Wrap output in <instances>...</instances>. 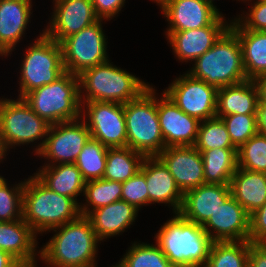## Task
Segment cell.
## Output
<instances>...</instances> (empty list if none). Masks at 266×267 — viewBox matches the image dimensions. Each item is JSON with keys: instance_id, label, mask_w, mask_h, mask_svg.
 <instances>
[{"instance_id": "cell-1", "label": "cell", "mask_w": 266, "mask_h": 267, "mask_svg": "<svg viewBox=\"0 0 266 267\" xmlns=\"http://www.w3.org/2000/svg\"><path fill=\"white\" fill-rule=\"evenodd\" d=\"M55 234L39 250L47 267H96L98 240L87 216L51 229Z\"/></svg>"}, {"instance_id": "cell-2", "label": "cell", "mask_w": 266, "mask_h": 267, "mask_svg": "<svg viewBox=\"0 0 266 267\" xmlns=\"http://www.w3.org/2000/svg\"><path fill=\"white\" fill-rule=\"evenodd\" d=\"M81 215L80 205L50 190L34 174L25 179L22 218L38 236Z\"/></svg>"}, {"instance_id": "cell-3", "label": "cell", "mask_w": 266, "mask_h": 267, "mask_svg": "<svg viewBox=\"0 0 266 267\" xmlns=\"http://www.w3.org/2000/svg\"><path fill=\"white\" fill-rule=\"evenodd\" d=\"M154 239L174 267H204L214 242L202 226L179 213L161 225Z\"/></svg>"}, {"instance_id": "cell-4", "label": "cell", "mask_w": 266, "mask_h": 267, "mask_svg": "<svg viewBox=\"0 0 266 267\" xmlns=\"http://www.w3.org/2000/svg\"><path fill=\"white\" fill-rule=\"evenodd\" d=\"M110 60L84 70L79 77L81 102H116L137 99L151 85Z\"/></svg>"}, {"instance_id": "cell-5", "label": "cell", "mask_w": 266, "mask_h": 267, "mask_svg": "<svg viewBox=\"0 0 266 267\" xmlns=\"http://www.w3.org/2000/svg\"><path fill=\"white\" fill-rule=\"evenodd\" d=\"M194 63L187 73L217 89L248 80L238 35L230 27Z\"/></svg>"}, {"instance_id": "cell-6", "label": "cell", "mask_w": 266, "mask_h": 267, "mask_svg": "<svg viewBox=\"0 0 266 267\" xmlns=\"http://www.w3.org/2000/svg\"><path fill=\"white\" fill-rule=\"evenodd\" d=\"M29 107L50 125L81 118L79 77L64 72L54 82L23 97Z\"/></svg>"}, {"instance_id": "cell-7", "label": "cell", "mask_w": 266, "mask_h": 267, "mask_svg": "<svg viewBox=\"0 0 266 267\" xmlns=\"http://www.w3.org/2000/svg\"><path fill=\"white\" fill-rule=\"evenodd\" d=\"M155 91L150 86L137 99L124 104L127 147L145 157L158 156L164 150Z\"/></svg>"}, {"instance_id": "cell-8", "label": "cell", "mask_w": 266, "mask_h": 267, "mask_svg": "<svg viewBox=\"0 0 266 267\" xmlns=\"http://www.w3.org/2000/svg\"><path fill=\"white\" fill-rule=\"evenodd\" d=\"M50 124L40 118L23 98L0 99V136L7 151L15 146L35 144L36 155L44 145ZM44 138V140H43Z\"/></svg>"}, {"instance_id": "cell-9", "label": "cell", "mask_w": 266, "mask_h": 267, "mask_svg": "<svg viewBox=\"0 0 266 267\" xmlns=\"http://www.w3.org/2000/svg\"><path fill=\"white\" fill-rule=\"evenodd\" d=\"M25 50L19 72V98L28 92L54 82L64 72L60 43L50 39L43 32Z\"/></svg>"}, {"instance_id": "cell-10", "label": "cell", "mask_w": 266, "mask_h": 267, "mask_svg": "<svg viewBox=\"0 0 266 267\" xmlns=\"http://www.w3.org/2000/svg\"><path fill=\"white\" fill-rule=\"evenodd\" d=\"M103 19L65 38L61 43L63 66L66 72L80 75L84 70L109 60Z\"/></svg>"}, {"instance_id": "cell-11", "label": "cell", "mask_w": 266, "mask_h": 267, "mask_svg": "<svg viewBox=\"0 0 266 267\" xmlns=\"http://www.w3.org/2000/svg\"><path fill=\"white\" fill-rule=\"evenodd\" d=\"M81 119L91 133L108 148L127 147L124 104L116 102H81Z\"/></svg>"}, {"instance_id": "cell-12", "label": "cell", "mask_w": 266, "mask_h": 267, "mask_svg": "<svg viewBox=\"0 0 266 267\" xmlns=\"http://www.w3.org/2000/svg\"><path fill=\"white\" fill-rule=\"evenodd\" d=\"M217 91L216 87L186 72L163 92L184 113L204 121L216 117Z\"/></svg>"}, {"instance_id": "cell-13", "label": "cell", "mask_w": 266, "mask_h": 267, "mask_svg": "<svg viewBox=\"0 0 266 267\" xmlns=\"http://www.w3.org/2000/svg\"><path fill=\"white\" fill-rule=\"evenodd\" d=\"M90 138L91 133L81 118L53 124L43 147L36 155L48 160L49 163L43 166L75 163Z\"/></svg>"}, {"instance_id": "cell-14", "label": "cell", "mask_w": 266, "mask_h": 267, "mask_svg": "<svg viewBox=\"0 0 266 267\" xmlns=\"http://www.w3.org/2000/svg\"><path fill=\"white\" fill-rule=\"evenodd\" d=\"M53 2L52 19L43 33L58 43L99 20L92 0H53Z\"/></svg>"}, {"instance_id": "cell-15", "label": "cell", "mask_w": 266, "mask_h": 267, "mask_svg": "<svg viewBox=\"0 0 266 267\" xmlns=\"http://www.w3.org/2000/svg\"><path fill=\"white\" fill-rule=\"evenodd\" d=\"M221 14L211 25L185 31H166V38L175 58L181 62L195 61L208 51L230 27Z\"/></svg>"}, {"instance_id": "cell-16", "label": "cell", "mask_w": 266, "mask_h": 267, "mask_svg": "<svg viewBox=\"0 0 266 267\" xmlns=\"http://www.w3.org/2000/svg\"><path fill=\"white\" fill-rule=\"evenodd\" d=\"M202 228L213 241H248L250 214L230 196Z\"/></svg>"}, {"instance_id": "cell-17", "label": "cell", "mask_w": 266, "mask_h": 267, "mask_svg": "<svg viewBox=\"0 0 266 267\" xmlns=\"http://www.w3.org/2000/svg\"><path fill=\"white\" fill-rule=\"evenodd\" d=\"M157 113L164 139V149L171 146H194L200 121L179 109L163 92L157 97Z\"/></svg>"}, {"instance_id": "cell-18", "label": "cell", "mask_w": 266, "mask_h": 267, "mask_svg": "<svg viewBox=\"0 0 266 267\" xmlns=\"http://www.w3.org/2000/svg\"><path fill=\"white\" fill-rule=\"evenodd\" d=\"M157 157L168 168L183 194L205 184L202 155L194 146L166 147Z\"/></svg>"}, {"instance_id": "cell-19", "label": "cell", "mask_w": 266, "mask_h": 267, "mask_svg": "<svg viewBox=\"0 0 266 267\" xmlns=\"http://www.w3.org/2000/svg\"><path fill=\"white\" fill-rule=\"evenodd\" d=\"M161 13L168 21L166 31H185L211 25L221 14L205 0H163Z\"/></svg>"}, {"instance_id": "cell-20", "label": "cell", "mask_w": 266, "mask_h": 267, "mask_svg": "<svg viewBox=\"0 0 266 267\" xmlns=\"http://www.w3.org/2000/svg\"><path fill=\"white\" fill-rule=\"evenodd\" d=\"M140 171L144 174L148 205L164 203L172 208L173 213H179L183 203V193L175 183L174 177L164 163L157 157H145Z\"/></svg>"}, {"instance_id": "cell-21", "label": "cell", "mask_w": 266, "mask_h": 267, "mask_svg": "<svg viewBox=\"0 0 266 267\" xmlns=\"http://www.w3.org/2000/svg\"><path fill=\"white\" fill-rule=\"evenodd\" d=\"M230 196L229 184H202L183 194L179 214L184 219L203 226L219 205Z\"/></svg>"}, {"instance_id": "cell-22", "label": "cell", "mask_w": 266, "mask_h": 267, "mask_svg": "<svg viewBox=\"0 0 266 267\" xmlns=\"http://www.w3.org/2000/svg\"><path fill=\"white\" fill-rule=\"evenodd\" d=\"M32 5V0H0V56L12 54L22 40L33 13Z\"/></svg>"}, {"instance_id": "cell-23", "label": "cell", "mask_w": 266, "mask_h": 267, "mask_svg": "<svg viewBox=\"0 0 266 267\" xmlns=\"http://www.w3.org/2000/svg\"><path fill=\"white\" fill-rule=\"evenodd\" d=\"M138 209L126 201L119 200L93 210L87 217L92 223L99 241L120 235L135 222Z\"/></svg>"}, {"instance_id": "cell-24", "label": "cell", "mask_w": 266, "mask_h": 267, "mask_svg": "<svg viewBox=\"0 0 266 267\" xmlns=\"http://www.w3.org/2000/svg\"><path fill=\"white\" fill-rule=\"evenodd\" d=\"M37 242V235L23 218L14 222H0V247L20 263L37 261Z\"/></svg>"}, {"instance_id": "cell-25", "label": "cell", "mask_w": 266, "mask_h": 267, "mask_svg": "<svg viewBox=\"0 0 266 267\" xmlns=\"http://www.w3.org/2000/svg\"><path fill=\"white\" fill-rule=\"evenodd\" d=\"M34 175L50 190L57 194L73 198L84 193L86 181L75 163L40 166Z\"/></svg>"}, {"instance_id": "cell-26", "label": "cell", "mask_w": 266, "mask_h": 267, "mask_svg": "<svg viewBox=\"0 0 266 267\" xmlns=\"http://www.w3.org/2000/svg\"><path fill=\"white\" fill-rule=\"evenodd\" d=\"M258 91L253 80L222 87L217 91L216 116L256 114Z\"/></svg>"}, {"instance_id": "cell-27", "label": "cell", "mask_w": 266, "mask_h": 267, "mask_svg": "<svg viewBox=\"0 0 266 267\" xmlns=\"http://www.w3.org/2000/svg\"><path fill=\"white\" fill-rule=\"evenodd\" d=\"M231 196L252 214L266 202V173L237 168L230 181Z\"/></svg>"}, {"instance_id": "cell-28", "label": "cell", "mask_w": 266, "mask_h": 267, "mask_svg": "<svg viewBox=\"0 0 266 267\" xmlns=\"http://www.w3.org/2000/svg\"><path fill=\"white\" fill-rule=\"evenodd\" d=\"M240 41L246 77L253 80L266 73V32L232 29Z\"/></svg>"}, {"instance_id": "cell-29", "label": "cell", "mask_w": 266, "mask_h": 267, "mask_svg": "<svg viewBox=\"0 0 266 267\" xmlns=\"http://www.w3.org/2000/svg\"><path fill=\"white\" fill-rule=\"evenodd\" d=\"M237 150L215 148L201 152L205 184H230L238 168Z\"/></svg>"}, {"instance_id": "cell-30", "label": "cell", "mask_w": 266, "mask_h": 267, "mask_svg": "<svg viewBox=\"0 0 266 267\" xmlns=\"http://www.w3.org/2000/svg\"><path fill=\"white\" fill-rule=\"evenodd\" d=\"M144 159L129 147L108 148L103 179L125 182L140 170Z\"/></svg>"}, {"instance_id": "cell-31", "label": "cell", "mask_w": 266, "mask_h": 267, "mask_svg": "<svg viewBox=\"0 0 266 267\" xmlns=\"http://www.w3.org/2000/svg\"><path fill=\"white\" fill-rule=\"evenodd\" d=\"M83 196L86 202L80 204V213L88 216L95 209L121 200L122 182L103 178L88 181L85 184Z\"/></svg>"}, {"instance_id": "cell-32", "label": "cell", "mask_w": 266, "mask_h": 267, "mask_svg": "<svg viewBox=\"0 0 266 267\" xmlns=\"http://www.w3.org/2000/svg\"><path fill=\"white\" fill-rule=\"evenodd\" d=\"M250 241H214L204 267H248Z\"/></svg>"}, {"instance_id": "cell-33", "label": "cell", "mask_w": 266, "mask_h": 267, "mask_svg": "<svg viewBox=\"0 0 266 267\" xmlns=\"http://www.w3.org/2000/svg\"><path fill=\"white\" fill-rule=\"evenodd\" d=\"M112 267V266H111ZM113 267H174L160 246L134 242Z\"/></svg>"}, {"instance_id": "cell-34", "label": "cell", "mask_w": 266, "mask_h": 267, "mask_svg": "<svg viewBox=\"0 0 266 267\" xmlns=\"http://www.w3.org/2000/svg\"><path fill=\"white\" fill-rule=\"evenodd\" d=\"M108 147L90 138L75 162L86 182L103 178Z\"/></svg>"}, {"instance_id": "cell-35", "label": "cell", "mask_w": 266, "mask_h": 267, "mask_svg": "<svg viewBox=\"0 0 266 267\" xmlns=\"http://www.w3.org/2000/svg\"><path fill=\"white\" fill-rule=\"evenodd\" d=\"M194 147L200 152L215 148L237 149L232 144L225 123L218 117L200 121Z\"/></svg>"}, {"instance_id": "cell-36", "label": "cell", "mask_w": 266, "mask_h": 267, "mask_svg": "<svg viewBox=\"0 0 266 267\" xmlns=\"http://www.w3.org/2000/svg\"><path fill=\"white\" fill-rule=\"evenodd\" d=\"M238 167L266 173V135L257 132L238 150Z\"/></svg>"}, {"instance_id": "cell-37", "label": "cell", "mask_w": 266, "mask_h": 267, "mask_svg": "<svg viewBox=\"0 0 266 267\" xmlns=\"http://www.w3.org/2000/svg\"><path fill=\"white\" fill-rule=\"evenodd\" d=\"M24 185L25 180L12 187L0 176V222L22 219Z\"/></svg>"}, {"instance_id": "cell-38", "label": "cell", "mask_w": 266, "mask_h": 267, "mask_svg": "<svg viewBox=\"0 0 266 267\" xmlns=\"http://www.w3.org/2000/svg\"><path fill=\"white\" fill-rule=\"evenodd\" d=\"M216 117L221 118L225 123L232 144L237 149L258 132L256 114H232Z\"/></svg>"}, {"instance_id": "cell-39", "label": "cell", "mask_w": 266, "mask_h": 267, "mask_svg": "<svg viewBox=\"0 0 266 267\" xmlns=\"http://www.w3.org/2000/svg\"><path fill=\"white\" fill-rule=\"evenodd\" d=\"M244 15V16H243ZM247 15V16H246ZM246 15H238L239 17L231 20V29H248L253 31H265L266 30V1L256 0L251 3L250 9Z\"/></svg>"}, {"instance_id": "cell-40", "label": "cell", "mask_w": 266, "mask_h": 267, "mask_svg": "<svg viewBox=\"0 0 266 267\" xmlns=\"http://www.w3.org/2000/svg\"><path fill=\"white\" fill-rule=\"evenodd\" d=\"M121 200L141 210L148 205V191L144 174L139 170L133 177L122 182Z\"/></svg>"}, {"instance_id": "cell-41", "label": "cell", "mask_w": 266, "mask_h": 267, "mask_svg": "<svg viewBox=\"0 0 266 267\" xmlns=\"http://www.w3.org/2000/svg\"><path fill=\"white\" fill-rule=\"evenodd\" d=\"M249 241L266 243V202L250 214Z\"/></svg>"}, {"instance_id": "cell-42", "label": "cell", "mask_w": 266, "mask_h": 267, "mask_svg": "<svg viewBox=\"0 0 266 267\" xmlns=\"http://www.w3.org/2000/svg\"><path fill=\"white\" fill-rule=\"evenodd\" d=\"M126 0H92L93 8L99 19L110 21L118 16Z\"/></svg>"}, {"instance_id": "cell-43", "label": "cell", "mask_w": 266, "mask_h": 267, "mask_svg": "<svg viewBox=\"0 0 266 267\" xmlns=\"http://www.w3.org/2000/svg\"><path fill=\"white\" fill-rule=\"evenodd\" d=\"M248 267H266V243H250Z\"/></svg>"}, {"instance_id": "cell-44", "label": "cell", "mask_w": 266, "mask_h": 267, "mask_svg": "<svg viewBox=\"0 0 266 267\" xmlns=\"http://www.w3.org/2000/svg\"><path fill=\"white\" fill-rule=\"evenodd\" d=\"M253 82L258 91V105H266V73L255 77Z\"/></svg>"}, {"instance_id": "cell-45", "label": "cell", "mask_w": 266, "mask_h": 267, "mask_svg": "<svg viewBox=\"0 0 266 267\" xmlns=\"http://www.w3.org/2000/svg\"><path fill=\"white\" fill-rule=\"evenodd\" d=\"M256 120L258 132L266 135V105H258Z\"/></svg>"}, {"instance_id": "cell-46", "label": "cell", "mask_w": 266, "mask_h": 267, "mask_svg": "<svg viewBox=\"0 0 266 267\" xmlns=\"http://www.w3.org/2000/svg\"><path fill=\"white\" fill-rule=\"evenodd\" d=\"M21 263L10 253L0 251V267H18Z\"/></svg>"}, {"instance_id": "cell-47", "label": "cell", "mask_w": 266, "mask_h": 267, "mask_svg": "<svg viewBox=\"0 0 266 267\" xmlns=\"http://www.w3.org/2000/svg\"><path fill=\"white\" fill-rule=\"evenodd\" d=\"M6 154H7V149L5 148V145L0 136V162H3V160H5Z\"/></svg>"}, {"instance_id": "cell-48", "label": "cell", "mask_w": 266, "mask_h": 267, "mask_svg": "<svg viewBox=\"0 0 266 267\" xmlns=\"http://www.w3.org/2000/svg\"><path fill=\"white\" fill-rule=\"evenodd\" d=\"M18 267H37V261L34 263H21Z\"/></svg>"}, {"instance_id": "cell-49", "label": "cell", "mask_w": 266, "mask_h": 267, "mask_svg": "<svg viewBox=\"0 0 266 267\" xmlns=\"http://www.w3.org/2000/svg\"><path fill=\"white\" fill-rule=\"evenodd\" d=\"M150 1H153V2L157 3L158 6H160L162 4L163 0H150Z\"/></svg>"}, {"instance_id": "cell-50", "label": "cell", "mask_w": 266, "mask_h": 267, "mask_svg": "<svg viewBox=\"0 0 266 267\" xmlns=\"http://www.w3.org/2000/svg\"><path fill=\"white\" fill-rule=\"evenodd\" d=\"M205 1L214 6V0H205ZM238 1H241V0H238Z\"/></svg>"}, {"instance_id": "cell-51", "label": "cell", "mask_w": 266, "mask_h": 267, "mask_svg": "<svg viewBox=\"0 0 266 267\" xmlns=\"http://www.w3.org/2000/svg\"><path fill=\"white\" fill-rule=\"evenodd\" d=\"M242 1H243V2H244V1H245V2H246V1H250V2H251V0H242ZM261 1H266V0H261Z\"/></svg>"}]
</instances>
